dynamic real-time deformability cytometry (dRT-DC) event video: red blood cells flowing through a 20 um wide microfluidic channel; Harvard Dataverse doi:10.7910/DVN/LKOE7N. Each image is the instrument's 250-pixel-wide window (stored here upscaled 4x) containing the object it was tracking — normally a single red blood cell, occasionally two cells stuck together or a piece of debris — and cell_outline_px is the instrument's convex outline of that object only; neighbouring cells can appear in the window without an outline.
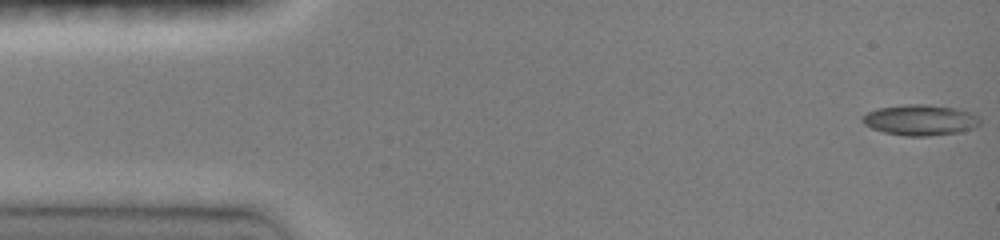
{"species": "common noctule bat (a hibernating species)", "species_latin": "Nyctalus noctula", "temperature_condition": "room temperature", "stored_images_in_passage": 46, "camera_frame_rate_fps": 3000, "um_per_image_px": 0.085, "animal": {"sex": "female", "body_mass_g": 19.0, "forearm_length_mm": 51.5}, "frame": {"image": 1, "passage_image": 1, "time_ms": 0.0, "image_size_px": [1000, 240], "cell_outline_px": [[980, 124], [972, 128], [960, 132], [928, 136], [904, 136], [884, 132], [872, 128], [864, 124], [860, 120], [868, 112], [876, 108], [904, 104], [928, 104], [956, 108], [968, 112], [976, 116], [980, 120]], "centroid_in_image_um": [78.19, 10.2], "position_along_channel_um": 6.8, "area_um2": 21.04}}
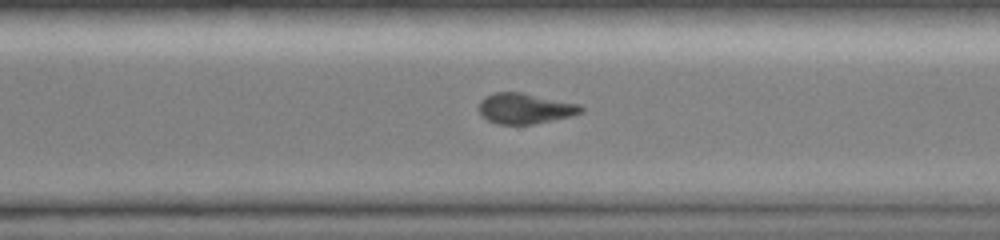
{"frame": {"image": 2, "passage_image": 33, "time_ms": 10.667, "image_size_px": [1000, 240], "cell_outline_px": [[584, 112], [572, 116], [532, 124], [496, 124], [488, 120], [480, 112], [480, 100], [484, 96], [496, 92], [520, 92], [580, 104], [584, 108]], "centroid_in_image_um": [44.65, 9.22], "position_along_channel_um": 325.9, "area_um2": 18.09}}
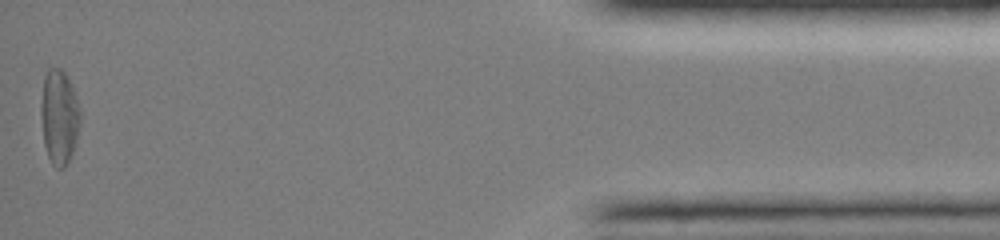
{"frame": {"image": 3, "passage_image": 46, "time_ms": 15.0, "image_size_px": [1000, 240], "cell_outline_px": [[80, 124], [76, 144], [68, 164], [64, 168], [56, 168], [52, 164], [48, 156], [44, 144], [40, 116], [40, 104], [44, 76], [48, 68], [60, 68], [64, 72], [72, 88], [80, 108]], "centroid_in_image_um": [5.02, 9.97], "position_along_channel_um": 430.2, "area_um2": 21.91}, "authors_computed_cell_mechanics": {"area_um2": 19.074, "velocity_mm_per_s": 4.1209, "shape_relaxation_time_tau1_ms": 4.7672, "shape_relaxation_time_tau2_ms": null, "deformation_change_tau1": 0.1672, "deformation_change_tau2": null}}